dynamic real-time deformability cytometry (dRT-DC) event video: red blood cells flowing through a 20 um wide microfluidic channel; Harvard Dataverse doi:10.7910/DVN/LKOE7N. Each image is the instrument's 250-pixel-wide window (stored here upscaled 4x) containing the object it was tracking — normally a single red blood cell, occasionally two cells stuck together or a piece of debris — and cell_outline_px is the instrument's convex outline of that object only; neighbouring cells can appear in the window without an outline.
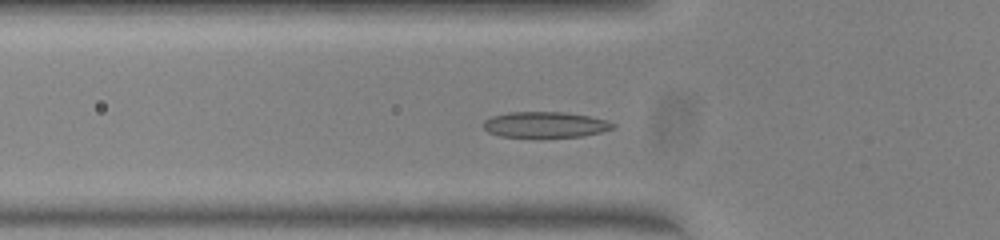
{"species": "common noctule bat (a hibernating species)", "species_latin": "Nyctalus noctula", "temperature_condition": "warm", "stored_images_in_passage": 48, "camera_frame_rate_fps": 3000, "um_per_image_px": 0.085, "animal": {"sex": "female", "body_mass_g": 23.0, "forearm_length_mm": 53.4}, "frame": {"image": 1, "passage_image": 13, "time_ms": 4.0, "image_size_px": [1000, 240], "cell_outline_px": [[616, 128], [584, 136], [500, 136], [488, 132], [484, 128], [484, 120], [492, 116], [508, 112], [564, 112], [588, 116], [608, 120], [616, 124]], "centroid_in_image_um": [46.37, 10.58], "position_along_channel_um": 79.4, "area_um2": 19.25}}
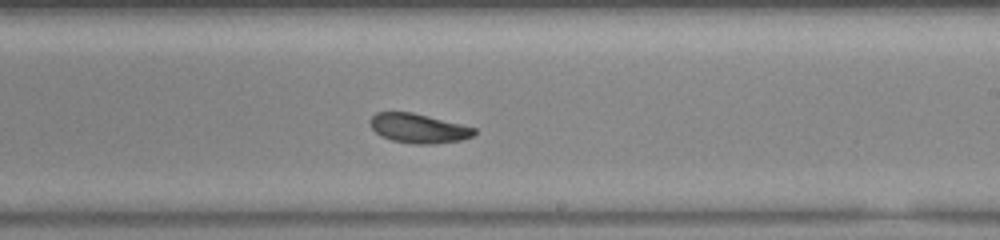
{"frame": {"image": 2, "passage_image": 26, "time_ms": 8.333, "image_size_px": [1000, 240], "cell_outline_px": [[476, 132], [472, 136], [460, 140], [436, 144], [412, 144], [392, 140], [380, 136], [368, 124], [368, 120], [376, 112], [412, 112], [476, 128]], "centroid_in_image_um": [35.52, 10.91], "position_along_channel_um": 253.5, "area_um2": 17.86}}
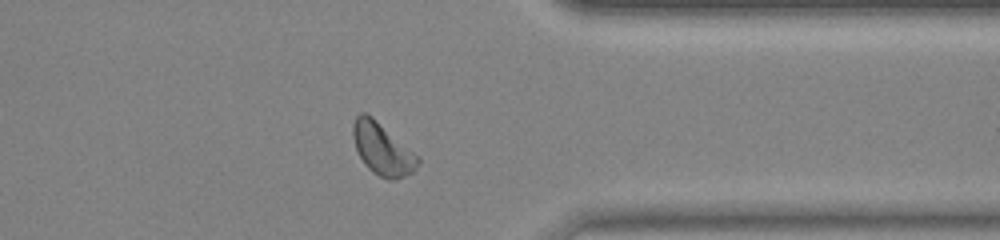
{"frame": {"image": 3, "passage_image": 36, "time_ms": 11.667, "image_size_px": [1000, 240], "cell_outline_px": [[420, 164], [412, 172], [396, 180], [388, 180], [372, 172], [364, 164], [356, 148], [352, 136], [352, 124], [356, 116], [360, 112], [364, 112], [372, 116], [420, 156]], "centroid_in_image_um": [32.51, 12.66], "position_along_channel_um": 378.9, "area_um2": 19.88}, "authors_computed_cell_mechanics": {"area_um2": 18.6116, "velocity_mm_per_s": 4.0094, "shape_relaxation_time_tau1_ms": 3.3383, "shape_relaxation_time_tau2_ms": null, "deformation_change_tau1": 0.1173, "deformation_change_tau2": null}}